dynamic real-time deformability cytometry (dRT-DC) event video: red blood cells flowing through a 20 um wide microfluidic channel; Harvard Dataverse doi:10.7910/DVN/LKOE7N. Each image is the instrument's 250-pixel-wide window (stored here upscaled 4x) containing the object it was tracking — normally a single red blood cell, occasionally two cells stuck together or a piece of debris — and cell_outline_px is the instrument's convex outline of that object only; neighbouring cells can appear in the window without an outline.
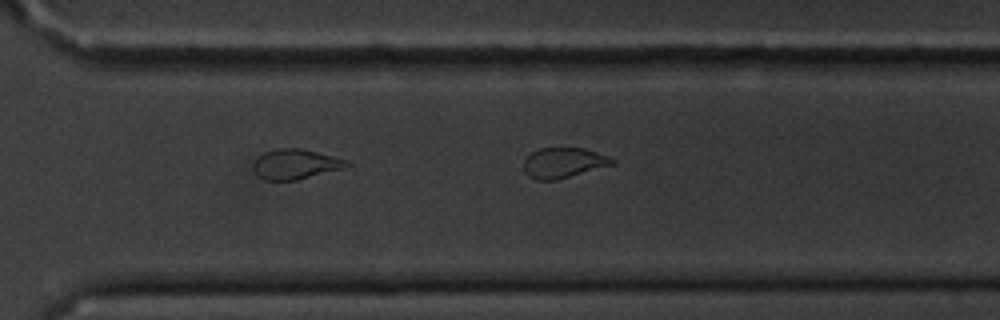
{"species": "common noctule bat (a hibernating species)", "species_latin": "Nyctalus noctula", "temperature_condition": "cold", "stored_images_in_passage": 11, "camera_frame_rate_fps": 3000, "um_per_image_px": 0.085, "animal": {"sex": "male", "body_mass_g": 20.1, "forearm_length_mm": 53.5}, "frame": {"image": 1, "passage_image": 10, "time_ms": 10.667, "image_size_px": [1000, 320], "cell_outline_px": [[616, 164], [556, 180], [536, 180], [528, 176], [524, 168], [524, 160], [532, 152], [540, 148], [584, 148], [608, 156], [616, 160]], "centroid_in_image_um": [47.92, 13.84], "position_along_channel_um": 322.7, "area_um2": 15.61}}